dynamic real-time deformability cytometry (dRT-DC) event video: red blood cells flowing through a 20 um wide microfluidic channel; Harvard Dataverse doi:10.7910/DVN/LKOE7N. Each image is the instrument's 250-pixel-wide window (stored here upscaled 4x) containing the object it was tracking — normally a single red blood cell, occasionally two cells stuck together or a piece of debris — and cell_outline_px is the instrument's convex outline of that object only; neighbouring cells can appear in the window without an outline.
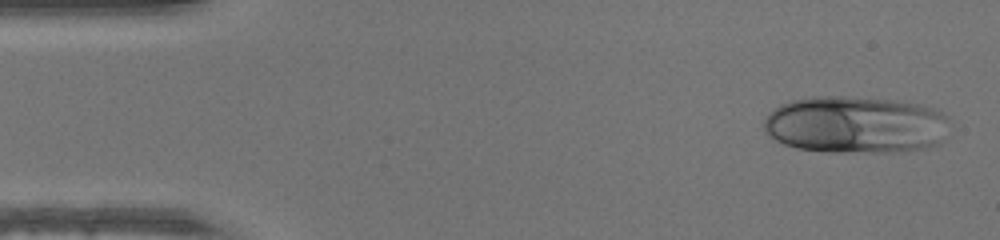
{"species": "human", "species_latin": "Homo sapiens", "temperature_condition": "warm", "stored_images_in_passage": 3, "camera_frame_rate_fps": 3000, "um_per_image_px": 0.085, "donor": {"sex": "male"}, "frame": {"image": 1, "passage_image": 2, "time_ms": 0.333, "image_size_px": [1000, 240], "cell_outline_px": [[952, 124], [940, 144], [908, 152], [828, 152], [796, 148], [784, 144], [768, 136], [764, 132], [764, 116], [768, 112], [780, 104], [792, 100], [808, 96], [844, 96], [896, 100], [920, 104], [932, 108], [952, 116]], "centroid_in_image_um": [72.77, 10.6], "position_along_channel_um": 12.2, "area_um2": 63.41}}